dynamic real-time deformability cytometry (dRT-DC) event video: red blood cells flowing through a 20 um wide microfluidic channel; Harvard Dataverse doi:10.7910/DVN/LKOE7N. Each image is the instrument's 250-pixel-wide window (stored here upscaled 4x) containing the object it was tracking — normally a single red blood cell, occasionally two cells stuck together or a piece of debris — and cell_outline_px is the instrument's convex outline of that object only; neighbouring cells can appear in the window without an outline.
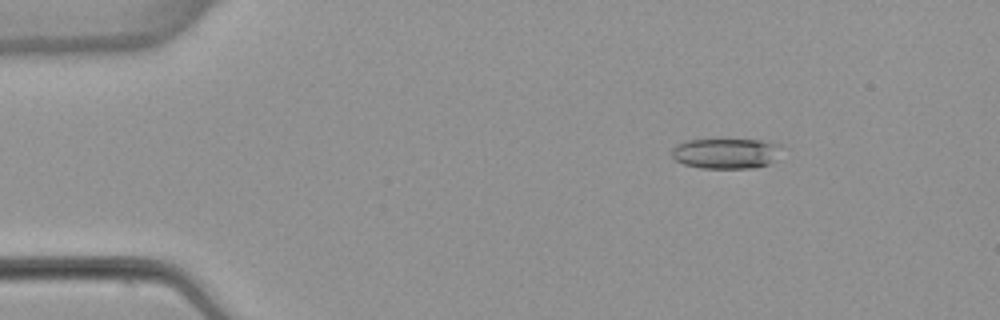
{"species": "common noctule bat (a hibernating species)", "species_latin": "Nyctalus noctula", "temperature_condition": "warm", "stored_images_in_passage": 5, "camera_frame_rate_fps": 3000, "um_per_image_px": 0.085, "animal": {"sex": "female", "body_mass_g": 22.7, "forearm_length_mm": 54.2}, "frame": {"image": 1, "passage_image": 3, "time_ms": 2.333, "image_size_px": [1000, 320], "cell_outline_px": [[780, 144], [772, 160], [768, 164], [752, 168], [700, 168], [684, 164], [676, 160], [672, 156], [672, 148], [676, 144], [684, 140], [760, 140]], "centroid_in_image_um": [61.61, 13.04], "position_along_channel_um": 23.4, "area_um2": 19.07}}